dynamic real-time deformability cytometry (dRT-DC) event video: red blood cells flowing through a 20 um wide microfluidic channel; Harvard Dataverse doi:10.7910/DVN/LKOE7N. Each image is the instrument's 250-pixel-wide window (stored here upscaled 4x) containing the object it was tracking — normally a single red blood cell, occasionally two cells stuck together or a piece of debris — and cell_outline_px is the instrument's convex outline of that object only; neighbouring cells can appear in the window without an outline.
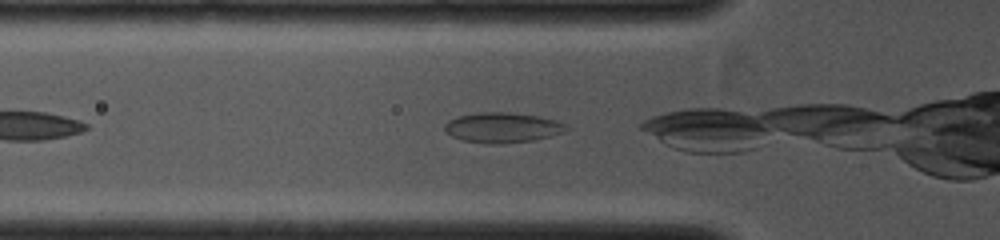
{"species": "common noctule bat (a hibernating species)", "species_latin": "Nyctalus noctula", "temperature_condition": "cold", "stored_images_in_passage": 4, "camera_frame_rate_fps": 4000, "um_per_image_px": 0.085, "animal": {"sex": "female", "body_mass_g": 19.0, "forearm_length_mm": 53.3}, "frame": {"image": 1, "passage_image": 4, "time_ms": 3.0, "image_size_px": [1000, 240], "cell_outline_px": [[568, 128], [564, 132], [532, 140], [500, 144], [488, 144], [464, 140], [452, 136], [444, 128], [444, 124], [448, 120], [456, 116], [476, 112], [508, 112], [536, 116], [556, 120], [568, 124]], "centroid_in_image_um": [42.69, 10.83], "position_along_channel_um": 83.1, "area_um2": 21.33}}